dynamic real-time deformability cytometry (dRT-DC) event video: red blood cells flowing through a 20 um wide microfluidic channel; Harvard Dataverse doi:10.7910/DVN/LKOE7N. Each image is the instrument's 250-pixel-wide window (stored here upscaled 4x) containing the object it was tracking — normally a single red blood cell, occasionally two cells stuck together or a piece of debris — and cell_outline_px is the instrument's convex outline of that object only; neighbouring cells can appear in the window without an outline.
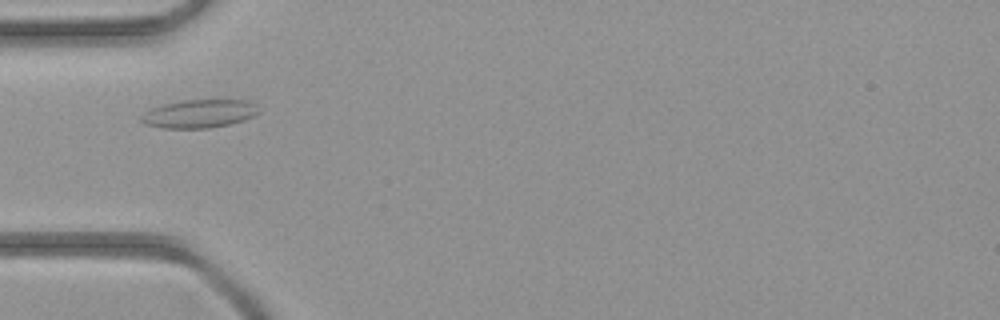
{"species": "common noctule bat (a hibernating species)", "species_latin": "Nyctalus noctula", "temperature_condition": "room temperature", "stored_images_in_passage": 1, "camera_frame_rate_fps": 3000, "um_per_image_px": 0.085, "animal": {"sex": "female", "body_mass_g": 21.9}, "frame": {"image": 1, "passage_image": 1, "time_ms": 0.0, "image_size_px": [1000, 320], "cell_outline_px": [[260, 112], [244, 120], [228, 124], [208, 128], [164, 128], [144, 124], [140, 120], [140, 116], [144, 112], [152, 108], [164, 104], [180, 100], [248, 100], [256, 104]], "centroid_in_image_um": [16.92, 9.66], "position_along_channel_um": 68.1, "area_um2": 19.36}}